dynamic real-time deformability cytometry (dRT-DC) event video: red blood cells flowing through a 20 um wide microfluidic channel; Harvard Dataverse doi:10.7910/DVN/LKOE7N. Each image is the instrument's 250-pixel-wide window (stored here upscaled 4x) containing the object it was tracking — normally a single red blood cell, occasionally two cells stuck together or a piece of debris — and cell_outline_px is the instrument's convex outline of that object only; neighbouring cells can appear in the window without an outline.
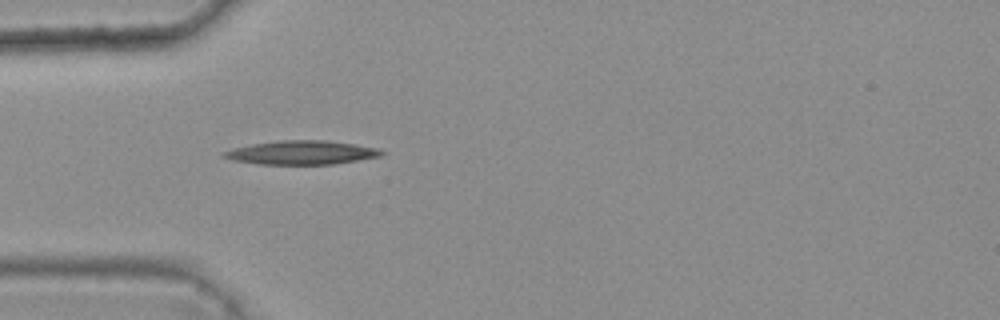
{"species": "common noctule bat (a hibernating species)", "species_latin": "Nyctalus noctula", "temperature_condition": "warm", "stored_images_in_passage": 1, "camera_frame_rate_fps": 3000, "um_per_image_px": 0.085, "animal": {"sex": "female", "body_mass_g": 25.1}, "frame": {"image": 1, "passage_image": 1, "time_ms": 0.0, "image_size_px": [1000, 320], "cell_outline_px": [[384, 156], [332, 164], [260, 164], [232, 160], [220, 156], [220, 152], [252, 144], [276, 140], [324, 140], [352, 144], [376, 148], [384, 152]], "centroid_in_image_um": [25.6, 12.97], "position_along_channel_um": 59.4, "area_um2": 21.79}}